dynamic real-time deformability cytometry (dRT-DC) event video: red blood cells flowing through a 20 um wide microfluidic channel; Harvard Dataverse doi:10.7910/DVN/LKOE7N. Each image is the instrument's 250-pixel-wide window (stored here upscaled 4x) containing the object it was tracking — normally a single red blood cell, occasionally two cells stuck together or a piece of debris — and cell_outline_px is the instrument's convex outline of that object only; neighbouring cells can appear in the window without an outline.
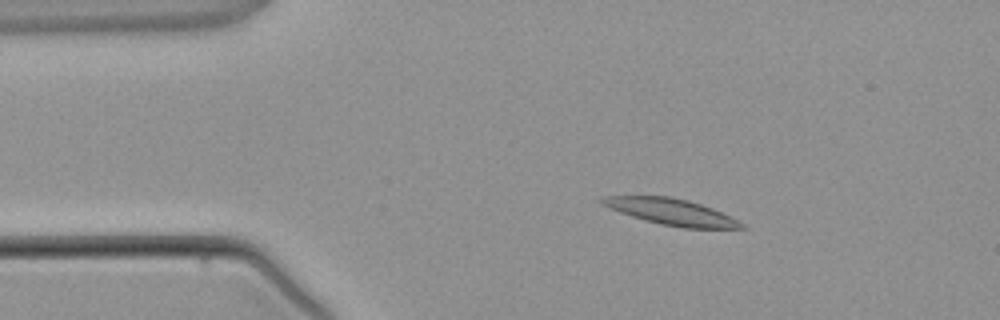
{"species": "common noctule bat (a hibernating species)", "species_latin": "Nyctalus noctula", "temperature_condition": "warm", "stored_images_in_passage": 2, "camera_frame_rate_fps": 3000, "um_per_image_px": 0.085, "animal": {"sex": "male", "body_mass_g": 21.5, "forearm_length_mm": 52.0}, "frame": {"image": 1, "passage_image": 1, "time_ms": 0.0, "image_size_px": [1000, 320], "cell_outline_px": [[748, 228], [684, 228], [660, 224], [644, 220], [620, 212], [596, 200], [600, 196], [668, 196], [688, 200], [712, 208], [744, 224]], "centroid_in_image_um": [57.03, 18.0], "position_along_channel_um": 28.0, "area_um2": 20.98}}